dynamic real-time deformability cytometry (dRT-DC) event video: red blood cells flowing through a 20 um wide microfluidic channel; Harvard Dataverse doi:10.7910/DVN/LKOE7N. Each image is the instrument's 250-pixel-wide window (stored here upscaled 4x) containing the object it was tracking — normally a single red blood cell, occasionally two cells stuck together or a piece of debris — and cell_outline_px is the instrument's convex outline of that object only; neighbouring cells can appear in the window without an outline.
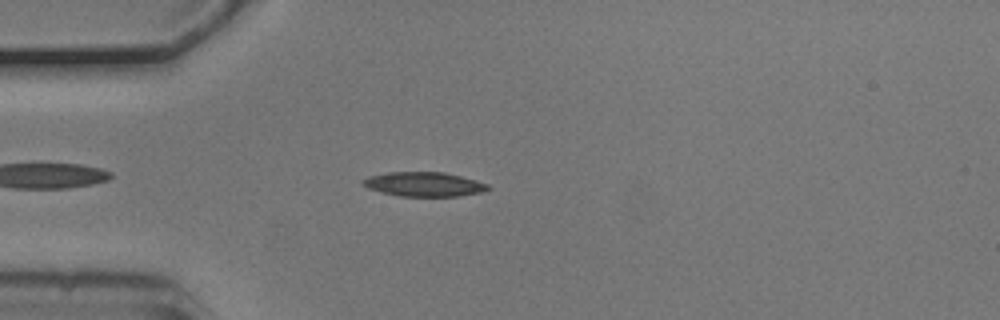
{"species": "common noctule bat (a hibernating species)", "species_latin": "Nyctalus noctula", "temperature_condition": "cold", "stored_images_in_passage": 36, "camera_frame_rate_fps": 3000, "um_per_image_px": 0.085, "animal": {"sex": "male", "body_mass_g": 20.5, "forearm_length_mm": 52.5}, "frame": {"image": 1, "passage_image": 6, "time_ms": 1.667, "image_size_px": [1000, 320], "cell_outline_px": [[492, 188], [480, 192], [460, 196], [400, 196], [380, 192], [368, 188], [360, 184], [360, 180], [368, 176], [388, 172], [444, 172], [476, 180], [488, 184]], "centroid_in_image_um": [35.99, 15.66], "position_along_channel_um": 49.0, "area_um2": 17.86}}
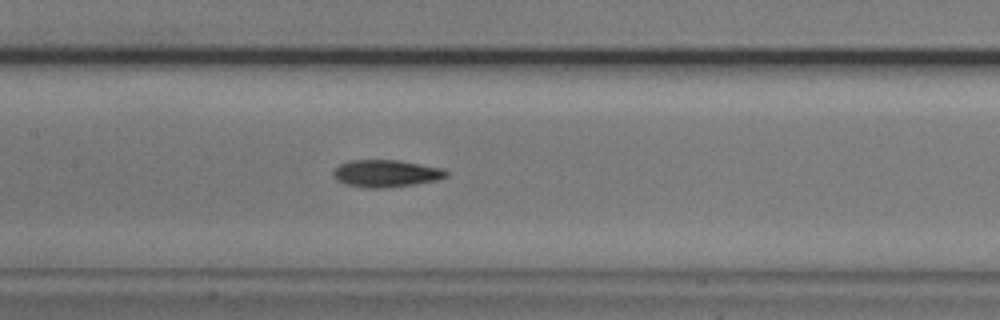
{"frame": {"image": 2, "passage_image": 17, "time_ms": 5.333, "image_size_px": [1000, 320], "cell_outline_px": [[448, 176], [436, 180], [416, 184], [388, 188], [364, 188], [344, 184], [336, 180], [332, 176], [332, 172], [340, 164], [352, 160], [400, 160], [444, 168], [448, 172]], "centroid_in_image_um": [32.81, 14.75], "position_along_channel_um": 174.6, "area_um2": 18.21}}
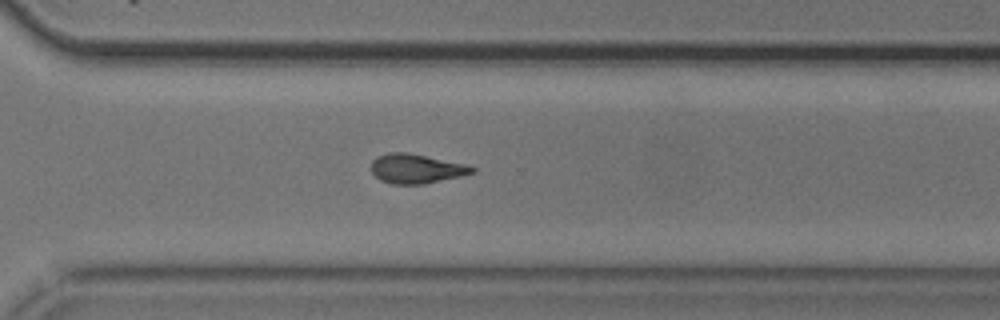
{"frame": {"image": 3, "passage_image": 30, "time_ms": 9.667, "image_size_px": [1000, 320], "cell_outline_px": [[476, 172], [460, 176], [424, 184], [392, 184], [380, 180], [372, 172], [372, 160], [376, 156], [388, 152], [408, 152], [468, 164], [476, 168]], "centroid_in_image_um": [35.4, 14.32], "position_along_channel_um": 335.2, "area_um2": 17.46}, "authors_computed_cell_mechanics": {"area_um2": 17.34, "velocity_mm_per_s": 3.7203, "shape_relaxation_time_tau1_ms": 4.0193, "shape_relaxation_time_tau2_ms": 5.7908, "deformation_change_tau1": 0.1381, "deformation_change_tau2": 0.1387}}